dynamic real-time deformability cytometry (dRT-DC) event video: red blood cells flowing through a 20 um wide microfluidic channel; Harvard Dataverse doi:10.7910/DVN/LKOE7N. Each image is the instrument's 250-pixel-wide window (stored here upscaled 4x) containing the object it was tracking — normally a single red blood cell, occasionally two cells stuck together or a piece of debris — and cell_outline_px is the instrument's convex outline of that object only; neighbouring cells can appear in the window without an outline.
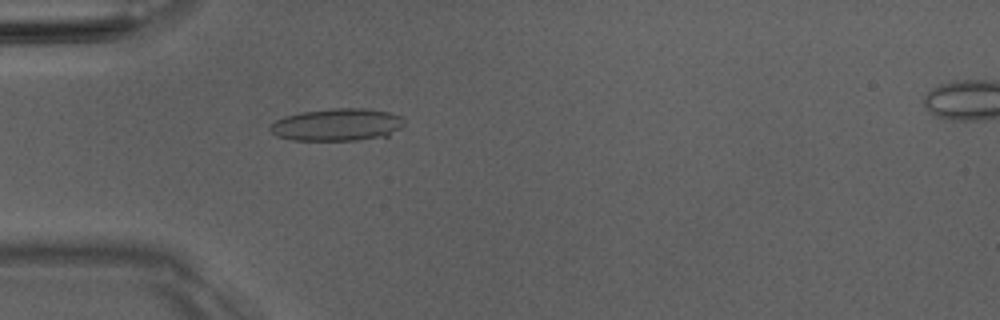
{"species": "Egyptian fruit bat (a non-hibernating species)", "species_latin": "Rousettus aegyptiacus", "temperature_condition": "room temperature", "stored_images_in_passage": 49, "camera_frame_rate_fps": 3000, "um_per_image_px": 0.085, "animal": {"sex": "male"}, "frame": {"image": 1, "passage_image": 14, "time_ms": 4.333, "image_size_px": [1000, 320], "cell_outline_px": [[404, 124], [400, 128], [388, 136], [356, 140], [296, 140], [276, 136], [268, 128], [276, 120], [284, 116], [300, 112], [332, 108], [364, 108], [388, 112], [400, 116], [404, 120]], "centroid_in_image_um": [28.66, 10.59], "position_along_channel_um": 56.3, "area_um2": 25.32}}
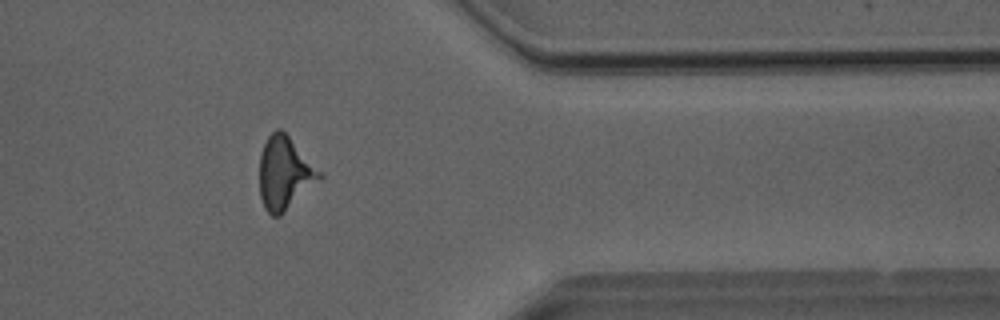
{"frame": {"image": 2, "passage_image": 40, "time_ms": 13.0, "image_size_px": [1000, 320], "cell_outline_px": [[324, 176], [280, 216], [272, 216], [264, 208], [260, 196], [260, 156], [264, 144], [268, 136], [276, 128], [280, 128], [288, 136]], "centroid_in_image_um": [24.17, 14.74], "position_along_channel_um": 387.2, "area_um2": 24.97}}
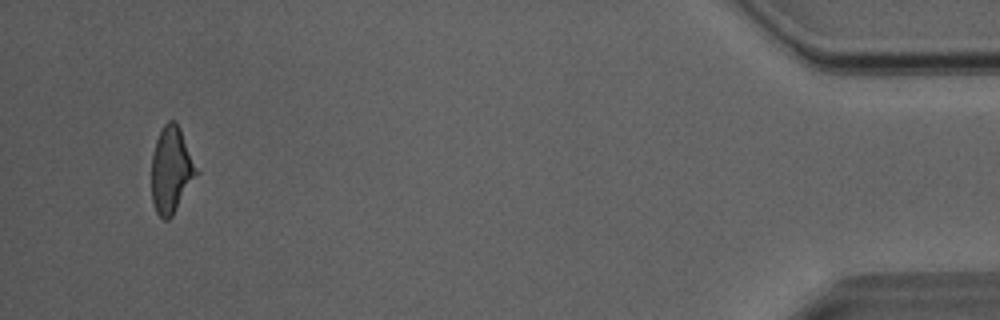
{"frame": {"image": 3, "passage_image": 47, "time_ms": 15.333, "image_size_px": [1000, 320], "cell_outline_px": [[200, 172], [172, 216], [168, 220], [164, 220], [156, 212], [152, 204], [152, 156], [156, 140], [164, 124], [168, 120], [176, 120], [180, 128]], "centroid_in_image_um": [14.58, 14.45], "position_along_channel_um": 420.6, "area_um2": 22.77}}